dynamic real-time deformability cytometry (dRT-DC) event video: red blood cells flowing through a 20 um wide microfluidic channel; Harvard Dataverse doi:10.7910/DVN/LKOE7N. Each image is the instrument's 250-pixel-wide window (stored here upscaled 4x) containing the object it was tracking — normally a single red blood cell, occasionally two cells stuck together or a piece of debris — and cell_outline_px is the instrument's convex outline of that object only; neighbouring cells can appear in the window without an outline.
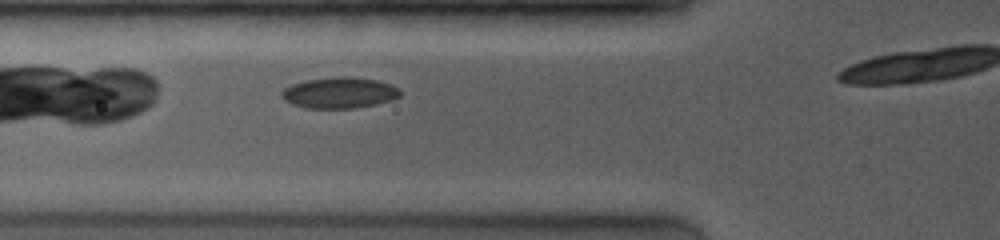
{"species": "common noctule bat (a hibernating species)", "species_latin": "Nyctalus noctula", "temperature_condition": "room temperature", "stored_images_in_passage": 11, "camera_frame_rate_fps": 4000, "um_per_image_px": 0.085, "animal": {"sex": "female", "body_mass_g": 19.0, "forearm_length_mm": 53.3}, "frame": {"image": 1, "passage_image": 5, "time_ms": 1.0, "image_size_px": [1000, 240], "cell_outline_px": [[400, 96], [392, 100], [376, 104], [356, 108], [304, 108], [292, 104], [284, 100], [280, 96], [280, 92], [284, 88], [292, 84], [308, 80], [336, 76], [352, 76], [376, 80], [392, 84], [400, 92]], "centroid_in_image_um": [28.83, 7.88], "position_along_channel_um": 97.0, "area_um2": 21.56}}
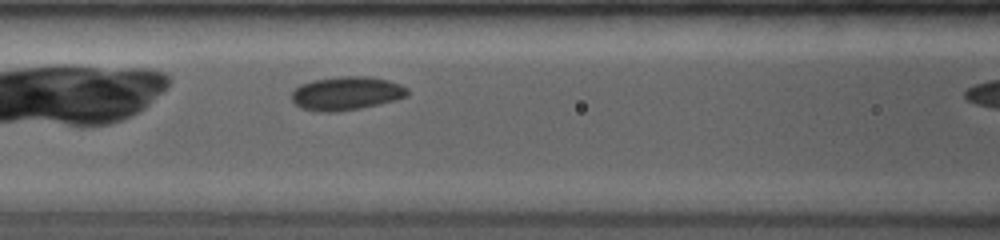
{"frame": {"image": 2, "passage_image": 10, "time_ms": 2.0, "image_size_px": [1000, 240], "cell_outline_px": [[408, 96], [396, 100], [360, 108], [336, 112], [320, 112], [300, 108], [292, 100], [292, 92], [300, 84], [312, 80], [344, 76], [368, 76], [388, 80], [400, 84], [408, 88]], "centroid_in_image_um": [29.45, 7.93], "position_along_channel_um": 137.2, "area_um2": 22.72}}